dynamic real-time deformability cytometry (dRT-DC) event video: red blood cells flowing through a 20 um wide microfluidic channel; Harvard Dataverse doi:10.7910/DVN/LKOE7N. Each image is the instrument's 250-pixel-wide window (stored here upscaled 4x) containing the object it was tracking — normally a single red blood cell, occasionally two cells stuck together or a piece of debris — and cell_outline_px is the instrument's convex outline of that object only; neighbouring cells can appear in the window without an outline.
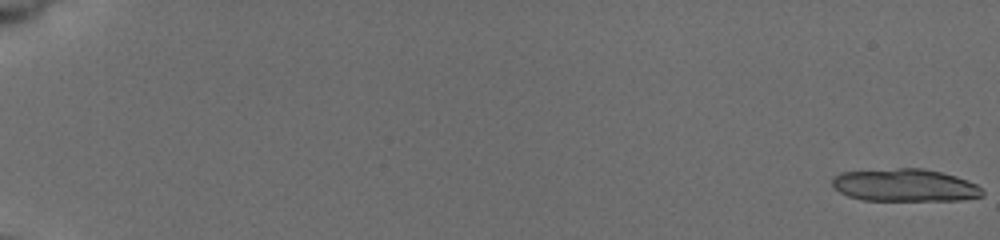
{"species": "common noctule bat (a hibernating species)", "species_latin": "Nyctalus noctula", "temperature_condition": "cold", "stored_images_in_passage": 21, "camera_frame_rate_fps": 3000, "um_per_image_px": 0.085, "animal": {"sex": "female", "body_mass_g": 19.5, "forearm_length_mm": 54.1}, "frame": {"image": 1, "passage_image": 1, "time_ms": 0.0, "image_size_px": [1000, 240], "cell_outline_px": [[984, 196], [960, 200], [860, 200], [848, 196], [840, 192], [832, 184], [832, 176], [840, 172], [896, 168], [924, 168], [956, 176], [968, 180], [976, 184], [984, 192]], "centroid_in_image_um": [76.9, 15.74], "position_along_channel_um": 8.1, "area_um2": 28.67}}
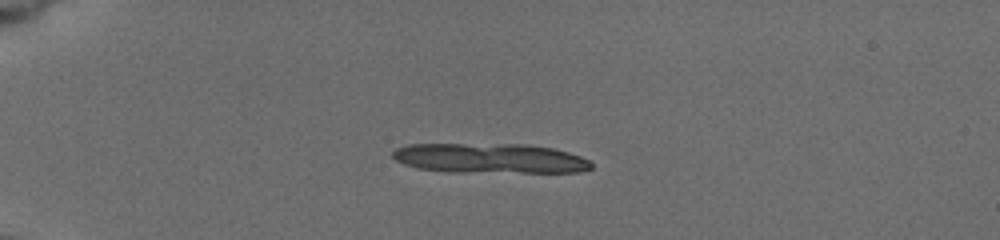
{"frame": {"image": 2, "passage_image": 16, "time_ms": 5.0, "image_size_px": [1000, 240], "cell_outline_px": [[592, 168], [580, 172], [452, 172], [416, 168], [404, 164], [396, 160], [392, 156], [392, 152], [396, 148], [408, 144], [528, 144], [552, 148], [568, 152], [580, 156], [588, 160], [592, 164]], "centroid_in_image_um": [41.63, 13.45], "position_along_channel_um": 43.4, "area_um2": 34.68}}